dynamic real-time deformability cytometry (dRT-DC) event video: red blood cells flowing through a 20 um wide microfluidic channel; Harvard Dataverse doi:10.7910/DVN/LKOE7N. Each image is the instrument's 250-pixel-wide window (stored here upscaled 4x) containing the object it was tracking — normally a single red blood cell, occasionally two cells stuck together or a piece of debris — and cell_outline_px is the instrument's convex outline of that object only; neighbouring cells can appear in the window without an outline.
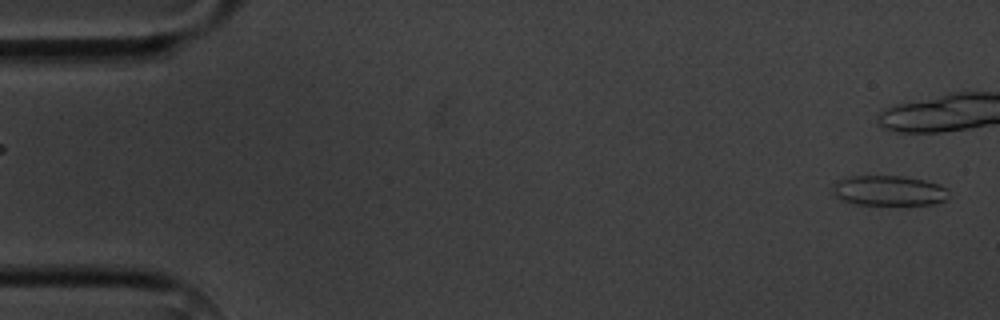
{"species": "common noctule bat (a hibernating species)", "species_latin": "Nyctalus noctula", "temperature_condition": "cold", "stored_images_in_passage": 6, "camera_frame_rate_fps": 3000, "um_per_image_px": 0.085, "animal": {"sex": "male", "body_mass_g": 20.1, "forearm_length_mm": 53.5}, "frame": {"image": 1, "passage_image": 1, "time_ms": 0.0, "image_size_px": [1000, 320], "cell_outline_px": [[948, 196], [944, 200], [936, 204], [856, 204], [840, 200], [828, 192], [836, 180], [848, 176], [900, 176], [924, 180], [948, 188]], "centroid_in_image_um": [75.45, 16.2], "position_along_channel_um": 9.5, "area_um2": 20.58}}